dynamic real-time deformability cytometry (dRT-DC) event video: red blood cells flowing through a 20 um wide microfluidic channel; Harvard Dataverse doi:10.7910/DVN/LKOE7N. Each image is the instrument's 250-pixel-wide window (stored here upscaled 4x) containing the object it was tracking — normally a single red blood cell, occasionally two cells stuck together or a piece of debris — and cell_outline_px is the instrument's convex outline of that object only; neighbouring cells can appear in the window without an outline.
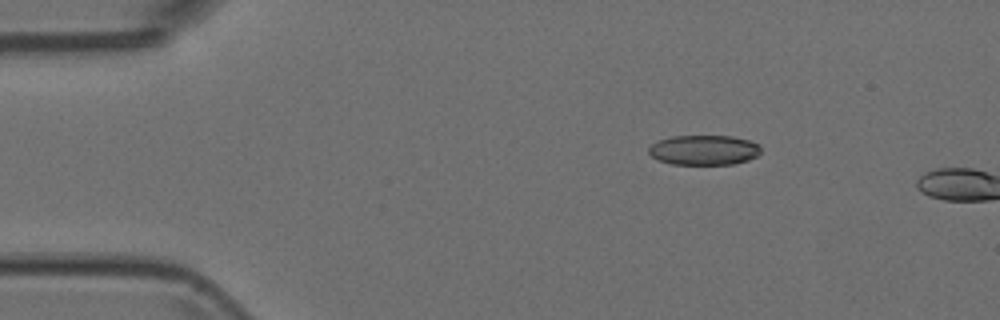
{"species": "Egyptian fruit bat (a non-hibernating species)", "species_latin": "Rousettus aegyptiacus", "temperature_condition": "room temperature", "stored_images_in_passage": 2, "camera_frame_rate_fps": 3000, "um_per_image_px": 0.085, "animal": {"sex": "female"}, "frame": {"image": 1, "passage_image": 1, "time_ms": 0.0, "image_size_px": [1000, 320], "cell_outline_px": [[760, 152], [756, 156], [748, 160], [732, 164], [672, 164], [660, 160], [652, 156], [648, 152], [648, 148], [652, 144], [660, 140], [672, 136], [732, 136], [748, 140], [760, 144]], "centroid_in_image_um": [59.85, 12.75], "position_along_channel_um": 25.2, "area_um2": 19.42}}